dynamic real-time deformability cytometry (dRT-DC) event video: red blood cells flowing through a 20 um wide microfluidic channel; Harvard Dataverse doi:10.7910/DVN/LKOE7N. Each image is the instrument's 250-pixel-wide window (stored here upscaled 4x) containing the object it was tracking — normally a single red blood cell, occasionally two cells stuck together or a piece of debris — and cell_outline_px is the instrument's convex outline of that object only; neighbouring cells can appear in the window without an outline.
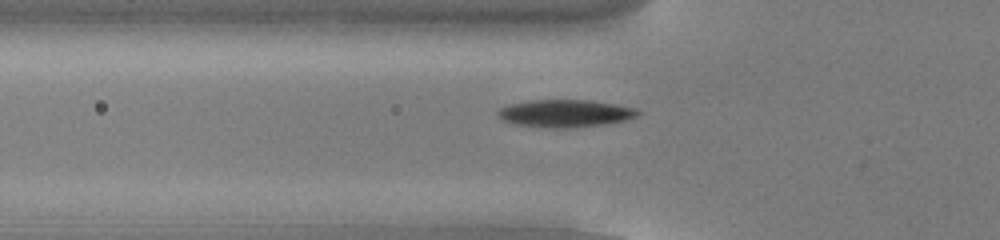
{"species": "common noctule bat (a hibernating species)", "species_latin": "Nyctalus noctula", "temperature_condition": "cold", "stored_images_in_passage": 50, "camera_frame_rate_fps": 3000, "um_per_image_px": 0.085, "animal": {"sex": "male", "body_mass_g": 13.0, "forearm_length_mm": 53.1}, "frame": {"image": 1, "passage_image": 15, "time_ms": 4.667, "image_size_px": [1000, 240], "cell_outline_px": [[640, 112], [636, 116], [624, 120], [604, 124], [564, 128], [552, 128], [516, 124], [504, 120], [496, 112], [500, 108], [508, 104], [528, 100], [588, 100], [636, 108]], "centroid_in_image_um": [48.0, 9.63], "position_along_channel_um": 77.8, "area_um2": 22.08}}
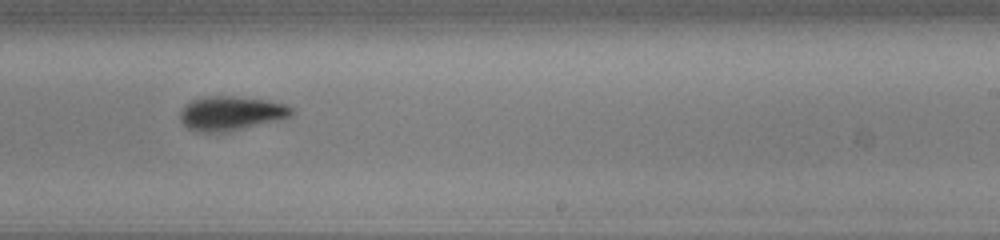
{"frame": {"image": 2, "passage_image": 30, "time_ms": 9.667, "image_size_px": [1000, 240], "cell_outline_px": [[296, 112], [280, 120], [228, 132], [196, 132], [188, 128], [180, 120], [180, 112], [192, 100], [204, 96], [232, 96], [268, 100], [284, 104], [292, 108]], "centroid_in_image_um": [19.64, 9.64], "position_along_channel_um": 269.4, "area_um2": 22.25}}
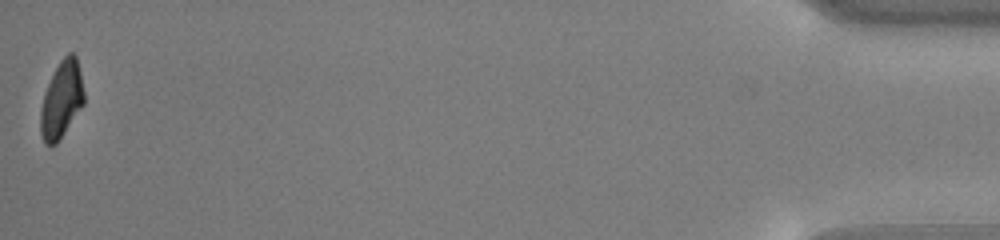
{"frame": {"image": 3, "passage_image": 50, "time_ms": 16.333, "image_size_px": [1000, 240], "cell_outline_px": [[84, 104], [56, 144], [44, 144], [40, 132], [40, 112], [44, 92], [60, 60], [68, 52], [72, 52], [76, 56], [80, 72], [84, 92]], "centroid_in_image_um": [5.23, 8.47], "position_along_channel_um": 430.0, "area_um2": 19.31}, "authors_computed_cell_mechanics": {"area_um2": 21.1259, "velocity_mm_per_s": 3.8346, "shape_relaxation_time_tau1_ms": 2.4286, "shape_relaxation_time_tau2_ms": null, "deformation_change_tau1": 0.1328, "deformation_change_tau2": null}}